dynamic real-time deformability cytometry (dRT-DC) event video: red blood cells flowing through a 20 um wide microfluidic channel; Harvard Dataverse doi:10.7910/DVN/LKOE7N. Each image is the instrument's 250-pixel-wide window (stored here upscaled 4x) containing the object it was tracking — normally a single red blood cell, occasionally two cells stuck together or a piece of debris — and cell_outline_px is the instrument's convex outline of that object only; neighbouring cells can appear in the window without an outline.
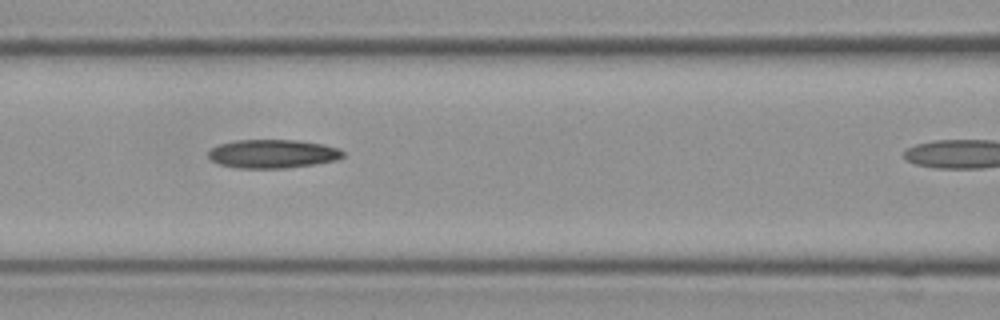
{"species": "Egyptian fruit bat (a non-hibernating species)", "species_latin": "Rousettus aegyptiacus", "temperature_condition": "cold", "stored_images_in_passage": 5, "segment_of_instrument_passage": [1, 2], "camera_frame_rate_fps": 3000, "um_per_image_px": 0.085, "frame": {"image": 1, "passage_image": 3, "time_ms": 0.667, "image_size_px": [1000, 320], "cell_outline_px": [[344, 156], [336, 160], [312, 164], [284, 168], [236, 168], [220, 164], [212, 160], [208, 156], [208, 152], [212, 148], [220, 144], [236, 140], [296, 140], [324, 144], [340, 148], [344, 152]], "centroid_in_image_um": [23.19, 13.07], "position_along_channel_um": 143.4, "area_um2": 22.37}}
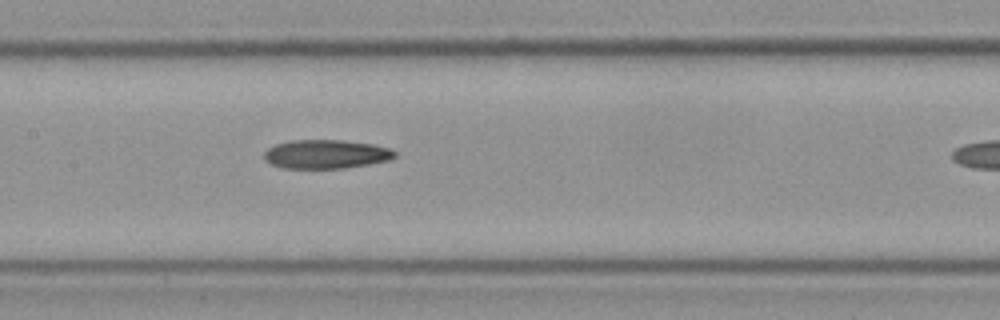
{"frame": {"image": 2, "passage_image": 4, "time_ms": 1.0, "image_size_px": [1000, 320], "cell_outline_px": [[396, 156], [388, 160], [368, 164], [344, 168], [280, 168], [264, 160], [264, 152], [268, 148], [276, 144], [292, 140], [340, 140], [372, 144], [388, 148], [396, 152]], "centroid_in_image_um": [27.67, 13.1], "position_along_channel_um": 179.7, "area_um2": 21.85}}